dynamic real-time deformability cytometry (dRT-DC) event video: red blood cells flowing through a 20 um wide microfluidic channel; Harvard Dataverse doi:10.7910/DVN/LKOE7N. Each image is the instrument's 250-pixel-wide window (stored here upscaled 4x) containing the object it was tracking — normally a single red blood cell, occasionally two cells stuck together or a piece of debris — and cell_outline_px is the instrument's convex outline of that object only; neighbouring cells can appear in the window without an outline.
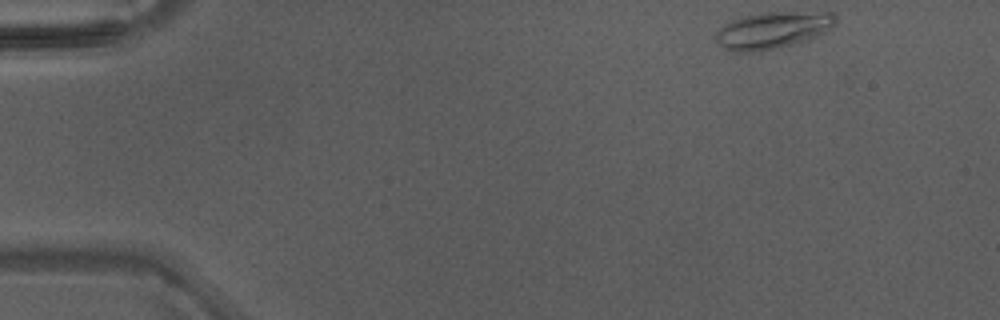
{"species": "Egyptian fruit bat (a non-hibernating species)", "species_latin": "Rousettus aegyptiacus", "temperature_condition": "warm", "stored_images_in_passage": 41, "camera_frame_rate_fps": 3000, "um_per_image_px": 0.085, "animal": {"sex": "male"}, "frame": {"image": 1, "passage_image": 1, "time_ms": 0.0, "image_size_px": [1000, 320], "cell_outline_px": [[836, 24], [824, 32], [808, 40], [760, 52], [732, 52], [716, 44], [716, 32], [724, 24], [732, 20], [760, 12], [832, 12], [836, 16]], "centroid_in_image_um": [65.66, 2.57], "position_along_channel_um": 19.3, "area_um2": 25.84}}
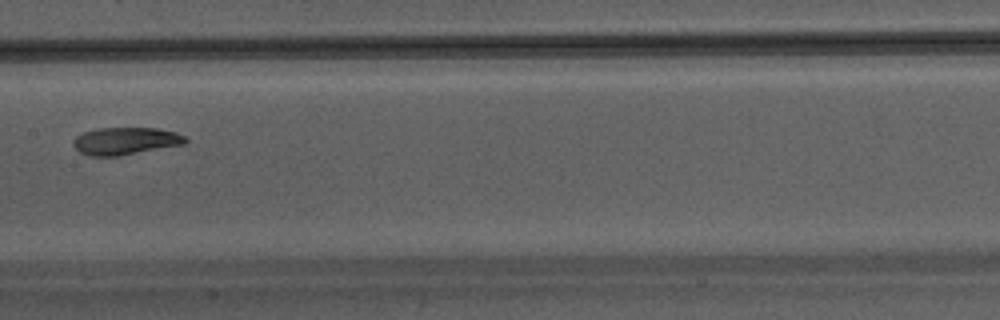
{"frame": {"image": 2, "passage_image": 20, "time_ms": 6.333, "image_size_px": [1000, 320], "cell_outline_px": [[188, 140], [184, 144], [120, 156], [88, 156], [80, 152], [72, 144], [72, 140], [76, 136], [84, 132], [100, 128], [156, 128], [176, 132], [184, 136]], "centroid_in_image_um": [10.65, 11.99], "position_along_channel_um": 196.8, "area_um2": 17.92}}
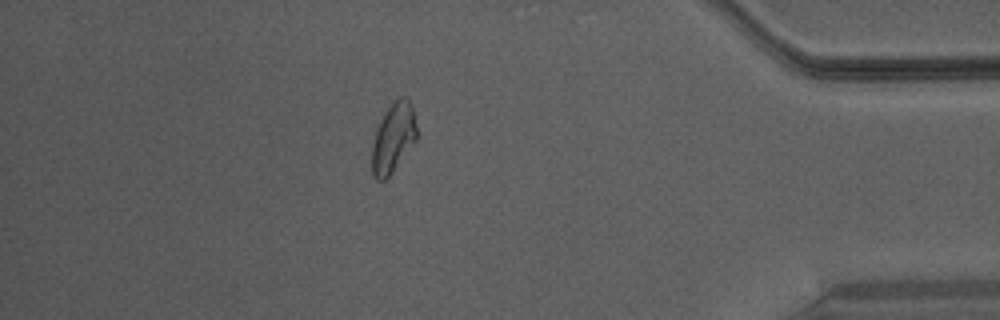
{"frame": {"image": 3, "passage_image": 36, "time_ms": 11.667, "image_size_px": [1000, 320], "cell_outline_px": [[416, 140], [392, 172], [384, 180], [376, 180], [372, 176], [372, 144], [376, 128], [380, 120], [388, 108], [400, 96], [404, 96], [408, 100], [412, 108], [416, 124]], "centroid_in_image_um": [33.4, 11.74], "position_along_channel_um": 401.8, "area_um2": 17.86}}